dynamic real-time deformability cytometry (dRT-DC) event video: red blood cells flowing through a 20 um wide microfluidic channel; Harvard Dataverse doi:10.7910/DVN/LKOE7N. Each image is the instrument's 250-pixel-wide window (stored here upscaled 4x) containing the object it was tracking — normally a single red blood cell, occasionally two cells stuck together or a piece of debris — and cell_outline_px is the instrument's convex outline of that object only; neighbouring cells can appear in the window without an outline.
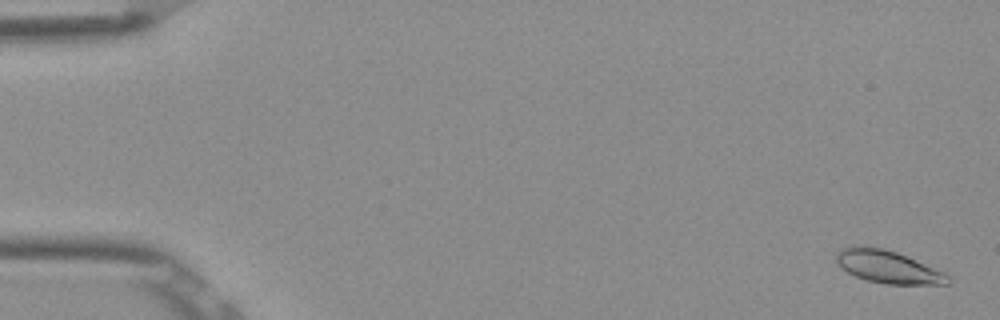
{"species": "Egyptian fruit bat (a non-hibernating species)", "species_latin": "Rousettus aegyptiacus", "temperature_condition": "room temperature", "stored_images_in_passage": 52, "camera_frame_rate_fps": 3000, "um_per_image_px": 0.085, "frame": {"image": 1, "passage_image": 1, "time_ms": 0.0, "image_size_px": [1000, 320], "cell_outline_px": [[952, 280], [948, 284], [884, 284], [868, 280], [856, 276], [848, 272], [836, 264], [836, 256], [840, 248], [852, 244], [884, 248], [896, 252], [948, 272]], "centroid_in_image_um": [75.5, 22.66], "position_along_channel_um": 9.5, "area_um2": 21.68}}
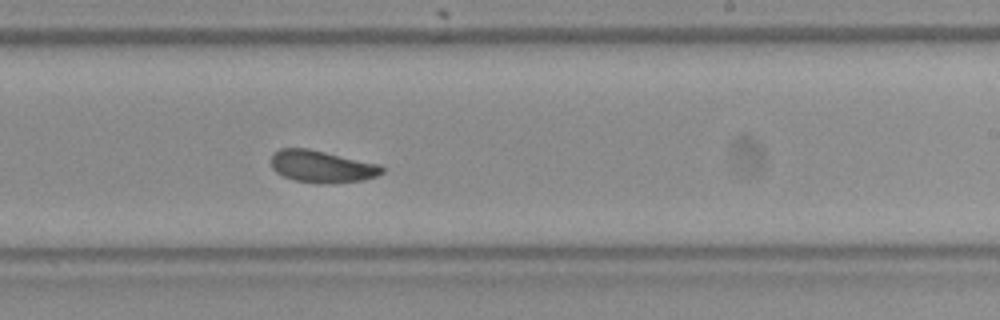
{"frame": {"image": 2, "passage_image": 32, "time_ms": 10.333, "image_size_px": [1000, 320], "cell_outline_px": [[384, 172], [376, 176], [360, 180], [296, 180], [284, 176], [276, 172], [272, 168], [272, 152], [280, 148], [308, 148], [380, 164], [384, 168]], "centroid_in_image_um": [27.33, 14.08], "position_along_channel_um": 261.7, "area_um2": 19.71}}
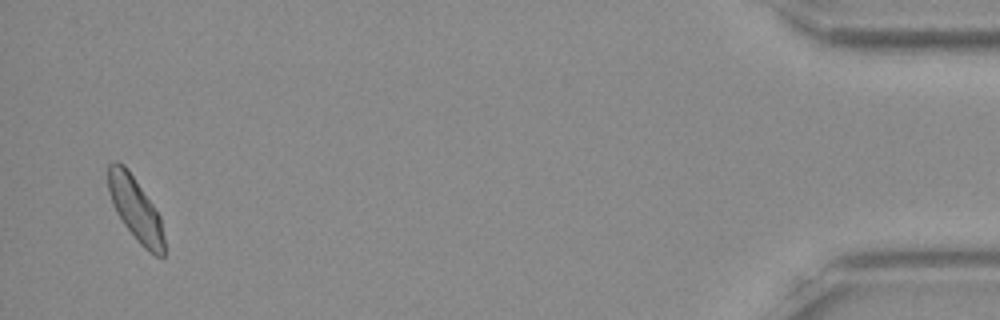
{"frame": {"image": 3, "passage_image": 51, "time_ms": 16.667, "image_size_px": [1000, 320], "cell_outline_px": [[164, 260], [148, 252], [136, 240], [124, 224], [116, 212], [112, 204], [108, 192], [108, 164], [116, 160], [124, 164], [128, 168], [160, 216], [164, 236]], "centroid_in_image_um": [11.51, 17.77], "position_along_channel_um": 423.7, "area_um2": 20.92}, "authors_computed_cell_mechanics": {"area_um2": 20.9236, "velocity_mm_per_s": 3.845, "shape_relaxation_time_tau1_ms": 3.473, "shape_relaxation_time_tau2_ms": 3.3341, "deformation_change_tau1": 0.1075, "deformation_change_tau2": 0.0823}}